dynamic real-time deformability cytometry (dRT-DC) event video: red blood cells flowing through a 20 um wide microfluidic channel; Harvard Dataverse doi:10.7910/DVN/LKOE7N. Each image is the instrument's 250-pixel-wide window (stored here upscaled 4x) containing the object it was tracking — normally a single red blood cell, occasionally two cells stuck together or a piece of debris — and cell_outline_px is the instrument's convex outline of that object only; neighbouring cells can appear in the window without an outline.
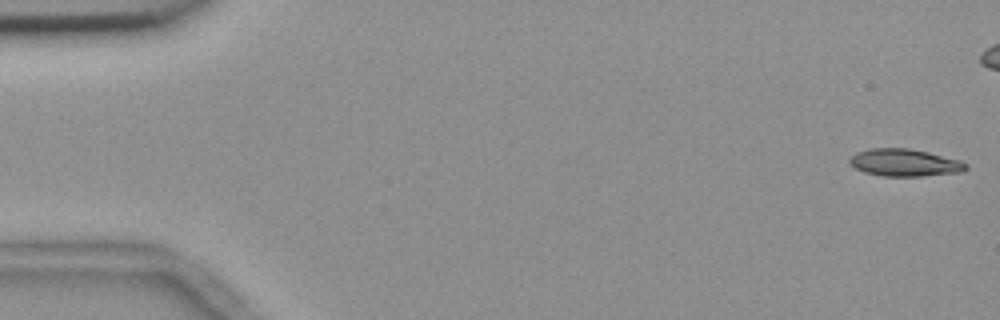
{"species": "common noctule bat (a hibernating species)", "species_latin": "Nyctalus noctula", "temperature_condition": "room temperature", "stored_images_in_passage": 47, "camera_frame_rate_fps": 3000, "um_per_image_px": 0.085, "animal": {"sex": "female", "body_mass_g": 18.4}, "frame": {"image": 1, "passage_image": 1, "time_ms": 0.0, "image_size_px": [1000, 320], "cell_outline_px": [[968, 168], [960, 172], [920, 176], [884, 176], [864, 172], [848, 164], [848, 160], [856, 152], [868, 148], [908, 148], [928, 152], [960, 160], [968, 164]], "centroid_in_image_um": [76.87, 13.82], "position_along_channel_um": 8.1, "area_um2": 18.55}}
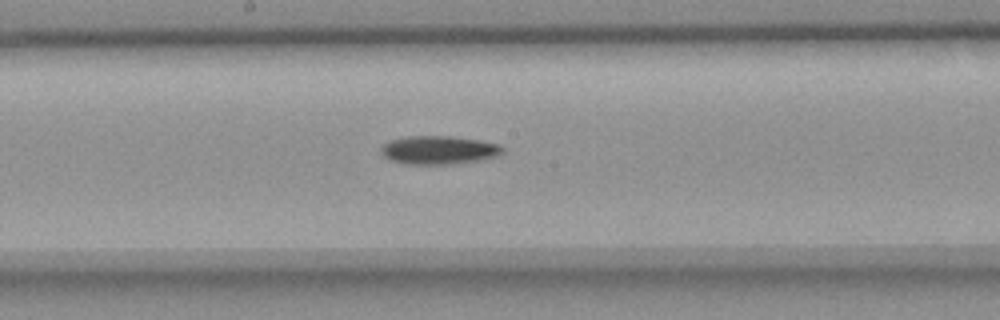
{"frame": {"image": 2, "passage_image": 29, "time_ms": 9.333, "image_size_px": [1000, 320], "cell_outline_px": [[504, 152], [496, 156], [476, 160], [452, 164], [404, 164], [388, 160], [380, 152], [380, 148], [388, 140], [404, 136], [452, 136], [480, 140], [500, 144], [504, 148]], "centroid_in_image_um": [37.25, 12.74], "position_along_channel_um": 211.0, "area_um2": 20.35}}
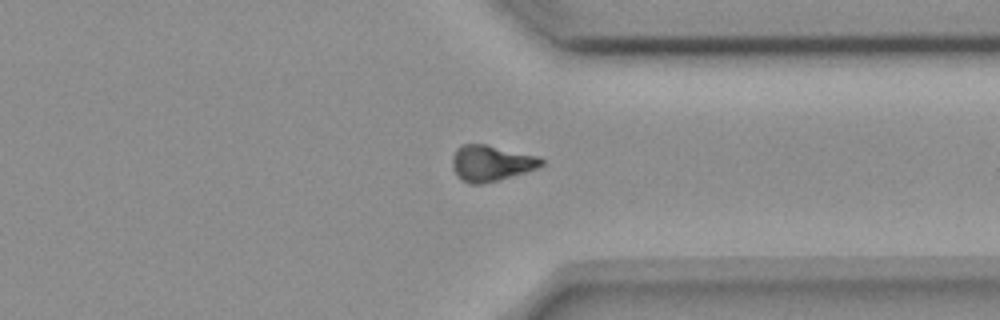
{"frame": {"image": 3, "passage_image": 42, "time_ms": 13.667, "image_size_px": [1000, 320], "cell_outline_px": [[544, 164], [536, 168], [524, 172], [496, 180], [480, 184], [468, 184], [460, 180], [452, 168], [452, 156], [456, 148], [460, 144], [484, 144], [540, 156], [544, 160]], "centroid_in_image_um": [41.7, 13.86], "position_along_channel_um": 369.7, "area_um2": 18.67}}